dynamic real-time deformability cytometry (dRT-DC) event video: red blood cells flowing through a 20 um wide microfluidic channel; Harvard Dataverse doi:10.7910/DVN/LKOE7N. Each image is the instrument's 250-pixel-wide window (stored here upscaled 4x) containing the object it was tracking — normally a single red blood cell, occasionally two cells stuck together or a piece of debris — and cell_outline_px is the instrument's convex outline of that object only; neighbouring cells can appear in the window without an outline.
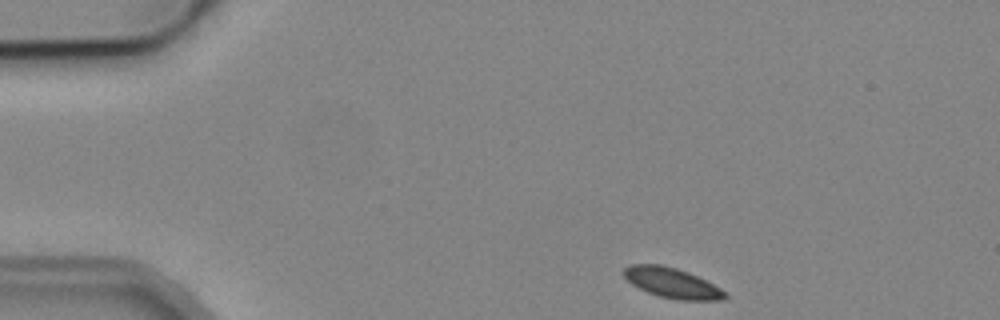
{"species": "common noctule bat (a hibernating species)", "species_latin": "Nyctalus noctula", "temperature_condition": "cold", "stored_images_in_passage": 4, "camera_frame_rate_fps": 3000, "um_per_image_px": 0.085, "animal": {"sex": "male", "body_mass_g": 19.2, "forearm_length_mm": 51.8}, "frame": {"image": 1, "passage_image": 1, "time_ms": 0.0, "image_size_px": [1000, 320], "cell_outline_px": [[728, 296], [724, 300], [676, 300], [660, 296], [648, 292], [632, 284], [624, 276], [624, 268], [632, 264], [660, 264], [676, 268], [688, 272], [728, 292]], "centroid_in_image_um": [57.15, 24.05], "position_along_channel_um": 27.8, "area_um2": 17.63}}
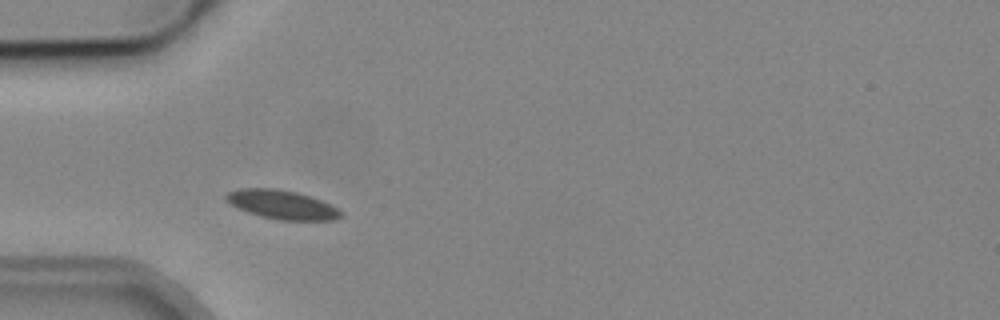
{"frame": {"image": 2, "passage_image": 3, "time_ms": 2.667, "image_size_px": [1000, 320], "cell_outline_px": [[344, 216], [336, 220], [280, 220], [264, 216], [240, 208], [224, 200], [224, 196], [228, 192], [240, 188], [276, 188], [296, 192], [320, 200], [344, 212]], "centroid_in_image_um": [24.0, 17.39], "position_along_channel_um": 61.0, "area_um2": 19.02}}